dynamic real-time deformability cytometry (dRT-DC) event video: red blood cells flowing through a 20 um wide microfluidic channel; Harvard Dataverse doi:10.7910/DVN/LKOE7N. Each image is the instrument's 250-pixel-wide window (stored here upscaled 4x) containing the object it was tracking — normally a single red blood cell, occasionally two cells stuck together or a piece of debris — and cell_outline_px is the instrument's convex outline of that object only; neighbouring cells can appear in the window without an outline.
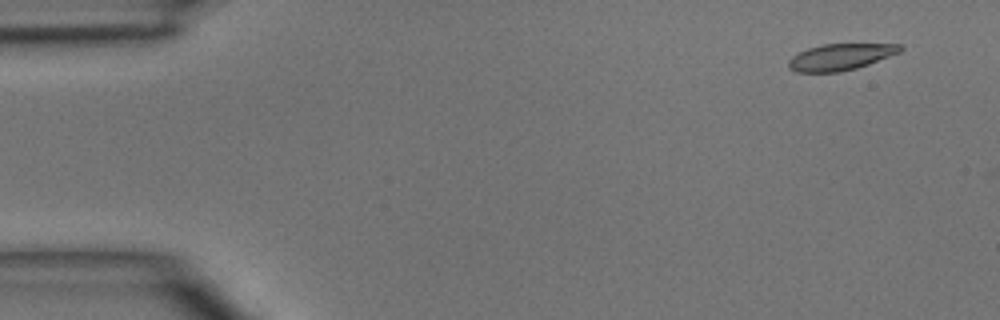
{"species": "common noctule bat (a hibernating species)", "species_latin": "Nyctalus noctula", "temperature_condition": "room temperature", "stored_images_in_passage": 7, "camera_frame_rate_fps": 3000, "um_per_image_px": 0.085, "animal": {"sex": "male", "body_mass_g": 15.6}, "frame": {"image": 1, "passage_image": 1, "time_ms": 0.0, "image_size_px": [1000, 320], "cell_outline_px": [[904, 48], [900, 52], [868, 64], [856, 68], [840, 72], [796, 72], [788, 68], [788, 60], [792, 56], [808, 48], [824, 44], [900, 44]], "centroid_in_image_um": [71.42, 4.84], "position_along_channel_um": 13.6, "area_um2": 17.11}}
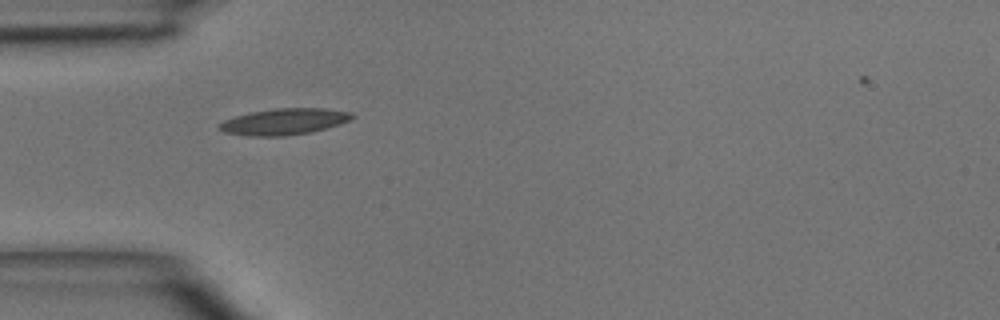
{"frame": {"image": 2, "passage_image": 4, "time_ms": 3.667, "image_size_px": [1000, 320], "cell_outline_px": [[356, 116], [340, 124], [312, 132], [284, 136], [248, 136], [224, 132], [216, 128], [216, 124], [224, 120], [236, 116], [252, 112], [276, 108], [324, 108], [352, 112]], "centroid_in_image_um": [24.13, 10.34], "position_along_channel_um": 60.9, "area_um2": 20.46}}
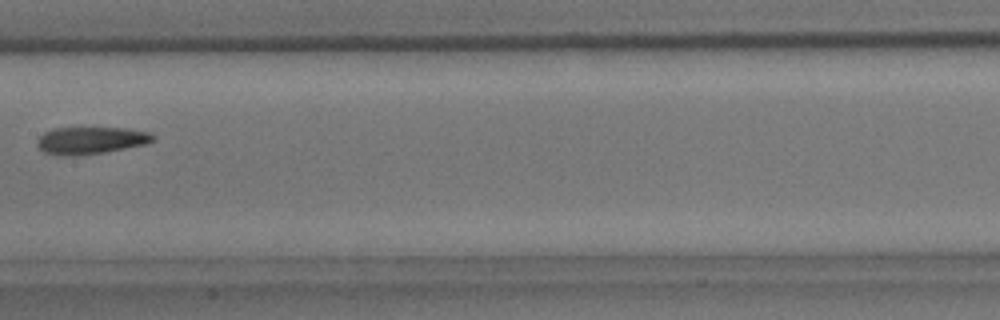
{"frame": {"image": 3, "passage_image": 7, "time_ms": 7.0, "image_size_px": [1000, 320], "cell_outline_px": [[156, 140], [144, 144], [104, 152], [72, 156], [56, 156], [44, 152], [36, 144], [36, 140], [44, 132], [52, 128], [128, 128], [148, 132], [156, 136]], "centroid_in_image_um": [7.68, 11.93], "position_along_channel_um": 199.7, "area_um2": 18.44}}